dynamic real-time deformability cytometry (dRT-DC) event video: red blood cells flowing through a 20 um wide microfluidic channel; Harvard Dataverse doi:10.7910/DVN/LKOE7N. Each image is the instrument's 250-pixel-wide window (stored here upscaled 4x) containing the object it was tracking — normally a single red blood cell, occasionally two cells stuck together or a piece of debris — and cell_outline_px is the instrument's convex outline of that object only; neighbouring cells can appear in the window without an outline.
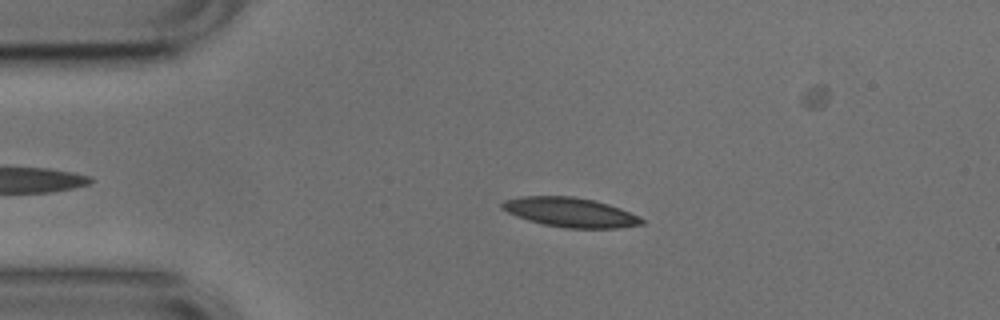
{"species": "common noctule bat (a hibernating species)", "species_latin": "Nyctalus noctula", "temperature_condition": "cold", "stored_images_in_passage": 45, "camera_frame_rate_fps": 3000, "um_per_image_px": 0.085, "animal": {"sex": "male", "body_mass_g": 17.9, "forearm_length_mm": 54.2}, "frame": {"image": 1, "passage_image": 9, "time_ms": 2.667, "image_size_px": [1000, 320], "cell_outline_px": [[644, 224], [616, 228], [568, 228], [544, 224], [528, 220], [508, 212], [500, 208], [500, 204], [504, 200], [524, 196], [572, 196], [596, 200], [620, 208], [644, 220]], "centroid_in_image_um": [48.45, 18.04], "position_along_channel_um": 36.5, "area_um2": 23.76}}
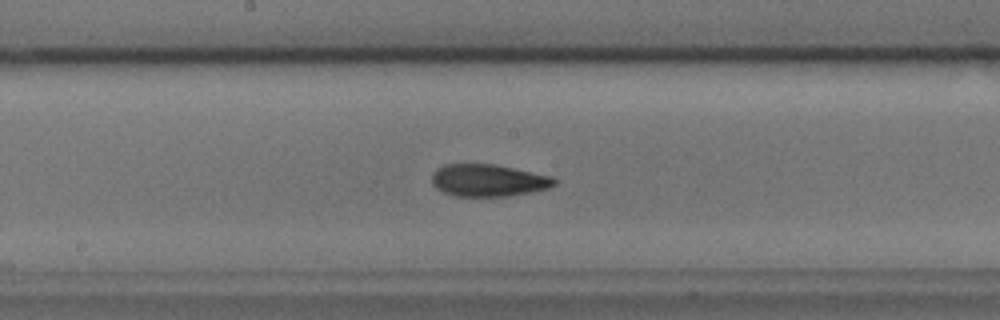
{"frame": {"image": 2, "passage_image": 25, "time_ms": 8.0, "image_size_px": [1000, 320], "cell_outline_px": [[556, 184], [548, 188], [508, 196], [456, 196], [444, 192], [436, 188], [432, 184], [432, 172], [436, 168], [444, 164], [496, 164], [552, 176], [556, 180]], "centroid_in_image_um": [41.47, 15.32], "position_along_channel_um": 206.7, "area_um2": 23.0}}
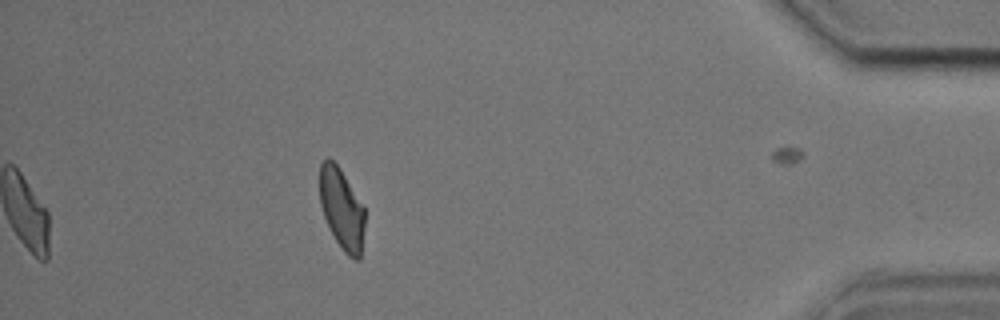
{"frame": {"image": 3, "passage_image": 45, "time_ms": 14.667, "image_size_px": [1000, 320], "cell_outline_px": [[364, 228], [360, 260], [356, 260], [348, 256], [344, 252], [336, 240], [324, 216], [320, 204], [320, 164], [328, 156], [340, 168], [364, 204]], "centroid_in_image_um": [29.06, 17.73], "position_along_channel_um": 406.1, "area_um2": 21.33}, "authors_computed_cell_mechanics": {"area_um2": 22.9466, "velocity_mm_per_s": 3.7593, "shape_relaxation_time_tau1_ms": 4.7864, "shape_relaxation_time_tau2_ms": 1.9715, "deformation_change_tau1": 0.1405, "deformation_change_tau2": 0.0761}}